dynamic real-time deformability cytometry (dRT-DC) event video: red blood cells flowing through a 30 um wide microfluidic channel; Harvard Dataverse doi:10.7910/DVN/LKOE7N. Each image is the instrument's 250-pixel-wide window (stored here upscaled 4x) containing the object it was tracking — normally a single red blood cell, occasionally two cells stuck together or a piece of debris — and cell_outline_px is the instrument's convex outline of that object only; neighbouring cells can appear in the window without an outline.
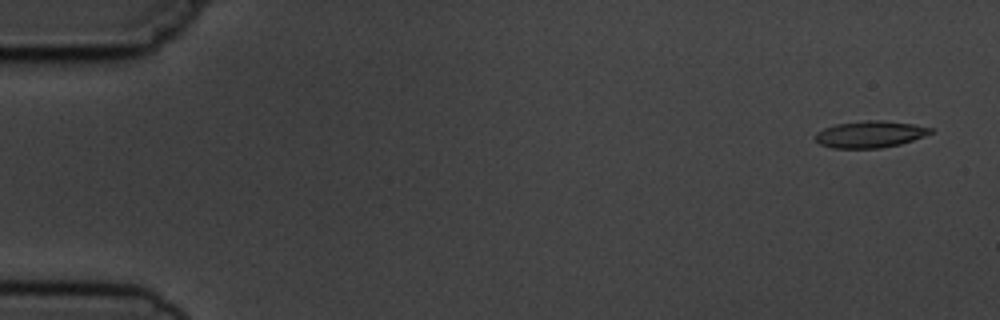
{"species": "common noctule bat (a hibernating species)", "species_latin": "Nyctalus noctula", "temperature_condition": "cold", "stored_images_in_passage": 15, "camera_frame_rate_fps": 3000, "um_per_image_px": 0.085, "animal": {"sex": "male", "body_mass_g": 19.5, "forearm_length_mm": 54.6}, "frame": {"image": 1, "passage_image": 1, "time_ms": 0.0, "image_size_px": [1000, 320], "cell_outline_px": [[932, 132], [924, 136], [900, 144], [880, 148], [832, 148], [820, 144], [816, 140], [816, 132], [824, 128], [836, 124], [868, 120], [884, 120], [912, 124], [932, 128]], "centroid_in_image_um": [73.94, 11.41], "position_along_channel_um": 11.1, "area_um2": 17.8}}
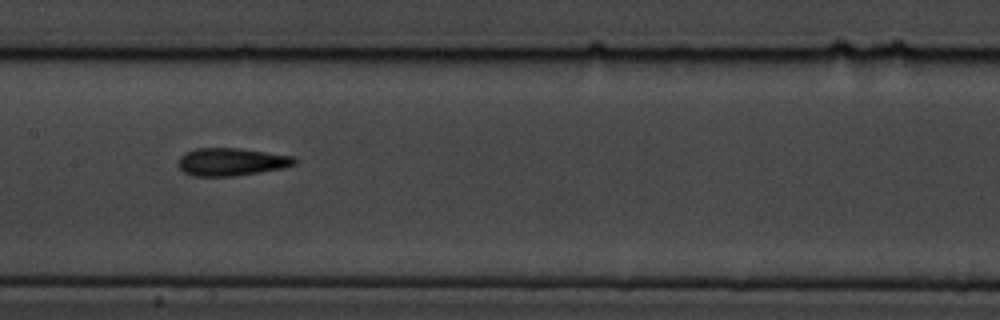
{"frame": {"image": 2, "passage_image": 8, "time_ms": 8.333, "image_size_px": [1000, 320], "cell_outline_px": [[296, 164], [284, 168], [260, 172], [232, 176], [192, 176], [184, 172], [176, 164], [176, 160], [184, 152], [196, 148], [240, 148], [296, 156]], "centroid_in_image_um": [19.65, 13.75], "position_along_channel_um": 187.8, "area_um2": 19.13}}
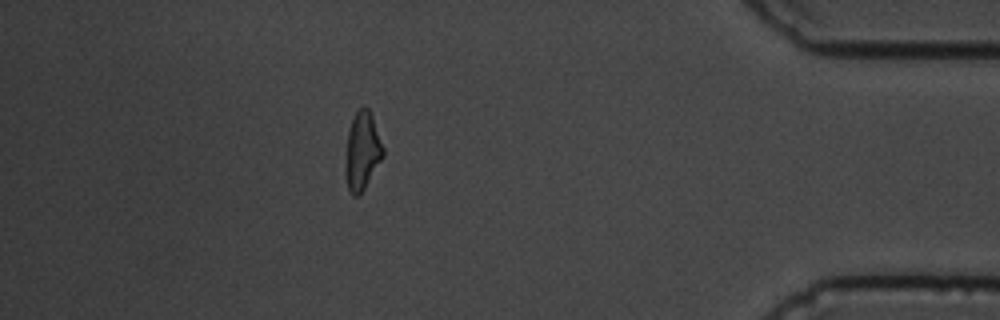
{"frame": {"image": 3, "passage_image": 14, "time_ms": 15.333, "image_size_px": [1000, 320], "cell_outline_px": [[384, 156], [364, 188], [356, 196], [352, 196], [348, 188], [344, 172], [344, 168], [348, 132], [352, 120], [356, 112], [364, 104], [368, 108], [372, 116], [384, 148]], "centroid_in_image_um": [30.78, 12.84], "position_along_channel_um": 404.4, "area_um2": 17.05}, "authors_computed_cell_mechanics": {"area_um2": 17.9758, "velocity_mm_per_s": 3.7016, "shape_relaxation_time_tau1_ms": 4.9407, "shape_relaxation_time_tau2_ms": 2.7961, "deformation_change_tau1": 0.1526, "deformation_change_tau2": 0.0948}}